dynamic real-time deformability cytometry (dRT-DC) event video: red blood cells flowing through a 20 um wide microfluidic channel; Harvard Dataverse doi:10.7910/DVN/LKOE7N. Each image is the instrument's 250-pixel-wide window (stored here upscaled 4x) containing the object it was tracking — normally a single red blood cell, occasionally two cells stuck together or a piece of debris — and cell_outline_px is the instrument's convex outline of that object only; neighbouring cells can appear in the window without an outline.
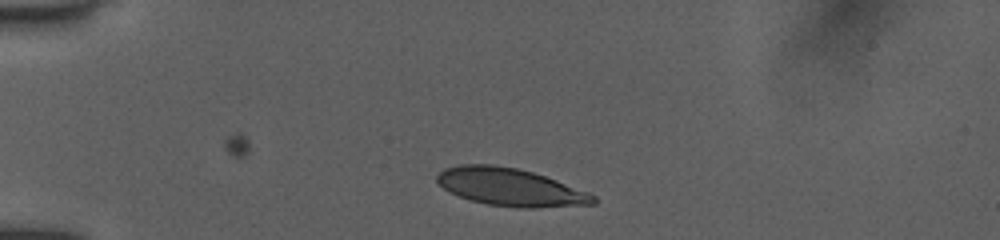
{"species": "human", "species_latin": "Homo sapiens", "temperature_condition": "room temperature", "stored_images_in_passage": 2, "camera_frame_rate_fps": 3000, "um_per_image_px": 0.085, "donor": {"sex": "female"}, "frame": {"image": 1, "passage_image": 1, "time_ms": 0.0, "image_size_px": [1000, 240], "cell_outline_px": [[596, 204], [532, 208], [520, 208], [488, 204], [472, 200], [448, 192], [436, 180], [436, 176], [444, 168], [460, 164], [492, 164], [516, 168], [532, 172], [556, 180], [588, 192], [596, 196]], "centroid_in_image_um": [43.37, 15.9], "position_along_channel_um": 41.6, "area_um2": 34.16}}